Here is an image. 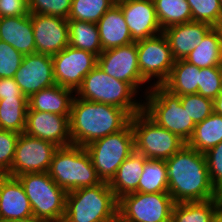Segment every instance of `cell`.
I'll use <instances>...</instances> for the list:
<instances>
[{"mask_svg":"<svg viewBox=\"0 0 222 222\" xmlns=\"http://www.w3.org/2000/svg\"><path fill=\"white\" fill-rule=\"evenodd\" d=\"M58 146L54 143L20 133L9 176L48 172Z\"/></svg>","mask_w":222,"mask_h":222,"instance_id":"12","label":"cell"},{"mask_svg":"<svg viewBox=\"0 0 222 222\" xmlns=\"http://www.w3.org/2000/svg\"><path fill=\"white\" fill-rule=\"evenodd\" d=\"M31 216L32 209L21 182L0 174V221Z\"/></svg>","mask_w":222,"mask_h":222,"instance_id":"20","label":"cell"},{"mask_svg":"<svg viewBox=\"0 0 222 222\" xmlns=\"http://www.w3.org/2000/svg\"><path fill=\"white\" fill-rule=\"evenodd\" d=\"M211 222H222V205L215 212Z\"/></svg>","mask_w":222,"mask_h":222,"instance_id":"45","label":"cell"},{"mask_svg":"<svg viewBox=\"0 0 222 222\" xmlns=\"http://www.w3.org/2000/svg\"><path fill=\"white\" fill-rule=\"evenodd\" d=\"M138 64L142 78L151 86L162 85L174 65V58L166 36H157L136 41ZM154 78V79H153ZM155 78L157 79L155 81Z\"/></svg>","mask_w":222,"mask_h":222,"instance_id":"11","label":"cell"},{"mask_svg":"<svg viewBox=\"0 0 222 222\" xmlns=\"http://www.w3.org/2000/svg\"><path fill=\"white\" fill-rule=\"evenodd\" d=\"M75 91L57 84L34 93L28 99V111L70 115Z\"/></svg>","mask_w":222,"mask_h":222,"instance_id":"23","label":"cell"},{"mask_svg":"<svg viewBox=\"0 0 222 222\" xmlns=\"http://www.w3.org/2000/svg\"><path fill=\"white\" fill-rule=\"evenodd\" d=\"M102 182L109 183L119 166L134 152V135L129 122L122 130L85 146Z\"/></svg>","mask_w":222,"mask_h":222,"instance_id":"8","label":"cell"},{"mask_svg":"<svg viewBox=\"0 0 222 222\" xmlns=\"http://www.w3.org/2000/svg\"><path fill=\"white\" fill-rule=\"evenodd\" d=\"M0 40L8 43L23 55L36 53L30 14L25 16L1 17Z\"/></svg>","mask_w":222,"mask_h":222,"instance_id":"21","label":"cell"},{"mask_svg":"<svg viewBox=\"0 0 222 222\" xmlns=\"http://www.w3.org/2000/svg\"><path fill=\"white\" fill-rule=\"evenodd\" d=\"M5 98H27L14 78H0V100Z\"/></svg>","mask_w":222,"mask_h":222,"instance_id":"42","label":"cell"},{"mask_svg":"<svg viewBox=\"0 0 222 222\" xmlns=\"http://www.w3.org/2000/svg\"><path fill=\"white\" fill-rule=\"evenodd\" d=\"M19 133L0 129V174L8 175L12 166Z\"/></svg>","mask_w":222,"mask_h":222,"instance_id":"38","label":"cell"},{"mask_svg":"<svg viewBox=\"0 0 222 222\" xmlns=\"http://www.w3.org/2000/svg\"><path fill=\"white\" fill-rule=\"evenodd\" d=\"M146 160L147 158L142 154L134 151L119 166L115 176L108 183L117 199L125 194L138 192V184Z\"/></svg>","mask_w":222,"mask_h":222,"instance_id":"24","label":"cell"},{"mask_svg":"<svg viewBox=\"0 0 222 222\" xmlns=\"http://www.w3.org/2000/svg\"><path fill=\"white\" fill-rule=\"evenodd\" d=\"M118 199L107 182L67 192L63 222H117Z\"/></svg>","mask_w":222,"mask_h":222,"instance_id":"4","label":"cell"},{"mask_svg":"<svg viewBox=\"0 0 222 222\" xmlns=\"http://www.w3.org/2000/svg\"><path fill=\"white\" fill-rule=\"evenodd\" d=\"M98 66L111 77L129 83L138 93L146 83L143 96L152 87L141 76L136 42L103 51L98 57Z\"/></svg>","mask_w":222,"mask_h":222,"instance_id":"13","label":"cell"},{"mask_svg":"<svg viewBox=\"0 0 222 222\" xmlns=\"http://www.w3.org/2000/svg\"><path fill=\"white\" fill-rule=\"evenodd\" d=\"M16 178L29 199L33 216L47 222H63L67 192L53 181L48 172L26 173Z\"/></svg>","mask_w":222,"mask_h":222,"instance_id":"7","label":"cell"},{"mask_svg":"<svg viewBox=\"0 0 222 222\" xmlns=\"http://www.w3.org/2000/svg\"><path fill=\"white\" fill-rule=\"evenodd\" d=\"M69 117L70 115L50 112L27 111L24 133L50 141L58 147L72 145Z\"/></svg>","mask_w":222,"mask_h":222,"instance_id":"17","label":"cell"},{"mask_svg":"<svg viewBox=\"0 0 222 222\" xmlns=\"http://www.w3.org/2000/svg\"><path fill=\"white\" fill-rule=\"evenodd\" d=\"M200 68L185 59L176 60L162 86L175 95L197 94Z\"/></svg>","mask_w":222,"mask_h":222,"instance_id":"25","label":"cell"},{"mask_svg":"<svg viewBox=\"0 0 222 222\" xmlns=\"http://www.w3.org/2000/svg\"><path fill=\"white\" fill-rule=\"evenodd\" d=\"M165 163L168 193L175 203L221 198L210 181L204 153L186 144Z\"/></svg>","mask_w":222,"mask_h":222,"instance_id":"1","label":"cell"},{"mask_svg":"<svg viewBox=\"0 0 222 222\" xmlns=\"http://www.w3.org/2000/svg\"><path fill=\"white\" fill-rule=\"evenodd\" d=\"M214 101V112L222 115V91L217 95Z\"/></svg>","mask_w":222,"mask_h":222,"instance_id":"44","label":"cell"},{"mask_svg":"<svg viewBox=\"0 0 222 222\" xmlns=\"http://www.w3.org/2000/svg\"><path fill=\"white\" fill-rule=\"evenodd\" d=\"M97 26L103 51L134 42L121 8L117 3L100 18Z\"/></svg>","mask_w":222,"mask_h":222,"instance_id":"22","label":"cell"},{"mask_svg":"<svg viewBox=\"0 0 222 222\" xmlns=\"http://www.w3.org/2000/svg\"><path fill=\"white\" fill-rule=\"evenodd\" d=\"M134 135V151L147 159H168L186 142L178 135L158 126L143 111L130 119Z\"/></svg>","mask_w":222,"mask_h":222,"instance_id":"9","label":"cell"},{"mask_svg":"<svg viewBox=\"0 0 222 222\" xmlns=\"http://www.w3.org/2000/svg\"><path fill=\"white\" fill-rule=\"evenodd\" d=\"M72 0H28L30 13L51 15L68 19Z\"/></svg>","mask_w":222,"mask_h":222,"instance_id":"37","label":"cell"},{"mask_svg":"<svg viewBox=\"0 0 222 222\" xmlns=\"http://www.w3.org/2000/svg\"><path fill=\"white\" fill-rule=\"evenodd\" d=\"M14 79L28 99L34 93L55 85L52 56L41 53L24 55Z\"/></svg>","mask_w":222,"mask_h":222,"instance_id":"15","label":"cell"},{"mask_svg":"<svg viewBox=\"0 0 222 222\" xmlns=\"http://www.w3.org/2000/svg\"><path fill=\"white\" fill-rule=\"evenodd\" d=\"M144 96L143 112L158 126L178 135L187 143L196 124L183 108L180 96L162 85L152 86Z\"/></svg>","mask_w":222,"mask_h":222,"instance_id":"6","label":"cell"},{"mask_svg":"<svg viewBox=\"0 0 222 222\" xmlns=\"http://www.w3.org/2000/svg\"><path fill=\"white\" fill-rule=\"evenodd\" d=\"M134 42L163 33L157 20L154 3L146 0H118Z\"/></svg>","mask_w":222,"mask_h":222,"instance_id":"18","label":"cell"},{"mask_svg":"<svg viewBox=\"0 0 222 222\" xmlns=\"http://www.w3.org/2000/svg\"><path fill=\"white\" fill-rule=\"evenodd\" d=\"M185 60L198 68L221 66L222 27H213Z\"/></svg>","mask_w":222,"mask_h":222,"instance_id":"26","label":"cell"},{"mask_svg":"<svg viewBox=\"0 0 222 222\" xmlns=\"http://www.w3.org/2000/svg\"><path fill=\"white\" fill-rule=\"evenodd\" d=\"M23 56L11 45L0 40V78H14Z\"/></svg>","mask_w":222,"mask_h":222,"instance_id":"39","label":"cell"},{"mask_svg":"<svg viewBox=\"0 0 222 222\" xmlns=\"http://www.w3.org/2000/svg\"><path fill=\"white\" fill-rule=\"evenodd\" d=\"M222 142V115L213 112L206 119L195 125L191 138L186 143L201 153Z\"/></svg>","mask_w":222,"mask_h":222,"instance_id":"27","label":"cell"},{"mask_svg":"<svg viewBox=\"0 0 222 222\" xmlns=\"http://www.w3.org/2000/svg\"><path fill=\"white\" fill-rule=\"evenodd\" d=\"M168 192H132L118 199L117 222H171L174 206Z\"/></svg>","mask_w":222,"mask_h":222,"instance_id":"10","label":"cell"},{"mask_svg":"<svg viewBox=\"0 0 222 222\" xmlns=\"http://www.w3.org/2000/svg\"><path fill=\"white\" fill-rule=\"evenodd\" d=\"M221 205V198L174 203L171 222H211Z\"/></svg>","mask_w":222,"mask_h":222,"instance_id":"28","label":"cell"},{"mask_svg":"<svg viewBox=\"0 0 222 222\" xmlns=\"http://www.w3.org/2000/svg\"><path fill=\"white\" fill-rule=\"evenodd\" d=\"M138 184L140 193L168 192V173L164 159H147Z\"/></svg>","mask_w":222,"mask_h":222,"instance_id":"32","label":"cell"},{"mask_svg":"<svg viewBox=\"0 0 222 222\" xmlns=\"http://www.w3.org/2000/svg\"><path fill=\"white\" fill-rule=\"evenodd\" d=\"M75 95L90 102L117 106L131 117L143 111V99L137 97L139 93L129 83L105 73L98 65L84 77Z\"/></svg>","mask_w":222,"mask_h":222,"instance_id":"3","label":"cell"},{"mask_svg":"<svg viewBox=\"0 0 222 222\" xmlns=\"http://www.w3.org/2000/svg\"><path fill=\"white\" fill-rule=\"evenodd\" d=\"M130 119L124 109L90 102L75 95L69 117L72 144L85 147L94 140L122 130Z\"/></svg>","mask_w":222,"mask_h":222,"instance_id":"2","label":"cell"},{"mask_svg":"<svg viewBox=\"0 0 222 222\" xmlns=\"http://www.w3.org/2000/svg\"><path fill=\"white\" fill-rule=\"evenodd\" d=\"M30 14L28 0H0V18Z\"/></svg>","mask_w":222,"mask_h":222,"instance_id":"41","label":"cell"},{"mask_svg":"<svg viewBox=\"0 0 222 222\" xmlns=\"http://www.w3.org/2000/svg\"><path fill=\"white\" fill-rule=\"evenodd\" d=\"M54 79L59 86L76 90L84 77L98 65V57L82 49L67 46L52 56Z\"/></svg>","mask_w":222,"mask_h":222,"instance_id":"14","label":"cell"},{"mask_svg":"<svg viewBox=\"0 0 222 222\" xmlns=\"http://www.w3.org/2000/svg\"><path fill=\"white\" fill-rule=\"evenodd\" d=\"M183 108L195 124L200 123L214 112V101L199 94L180 96Z\"/></svg>","mask_w":222,"mask_h":222,"instance_id":"35","label":"cell"},{"mask_svg":"<svg viewBox=\"0 0 222 222\" xmlns=\"http://www.w3.org/2000/svg\"><path fill=\"white\" fill-rule=\"evenodd\" d=\"M0 222H47V221L37 218L35 216H31V217H26V218H21V219H10V220L0 221Z\"/></svg>","mask_w":222,"mask_h":222,"instance_id":"43","label":"cell"},{"mask_svg":"<svg viewBox=\"0 0 222 222\" xmlns=\"http://www.w3.org/2000/svg\"><path fill=\"white\" fill-rule=\"evenodd\" d=\"M116 0H72L68 20L97 23Z\"/></svg>","mask_w":222,"mask_h":222,"instance_id":"33","label":"cell"},{"mask_svg":"<svg viewBox=\"0 0 222 222\" xmlns=\"http://www.w3.org/2000/svg\"><path fill=\"white\" fill-rule=\"evenodd\" d=\"M222 91V68L213 66L200 68L197 94L214 100Z\"/></svg>","mask_w":222,"mask_h":222,"instance_id":"36","label":"cell"},{"mask_svg":"<svg viewBox=\"0 0 222 222\" xmlns=\"http://www.w3.org/2000/svg\"><path fill=\"white\" fill-rule=\"evenodd\" d=\"M69 46L85 50L99 57L103 52L97 23L68 20Z\"/></svg>","mask_w":222,"mask_h":222,"instance_id":"29","label":"cell"},{"mask_svg":"<svg viewBox=\"0 0 222 222\" xmlns=\"http://www.w3.org/2000/svg\"><path fill=\"white\" fill-rule=\"evenodd\" d=\"M212 28L208 23L191 21L164 29L174 60L186 59Z\"/></svg>","mask_w":222,"mask_h":222,"instance_id":"19","label":"cell"},{"mask_svg":"<svg viewBox=\"0 0 222 222\" xmlns=\"http://www.w3.org/2000/svg\"><path fill=\"white\" fill-rule=\"evenodd\" d=\"M204 154L207 160L210 181L220 194L222 192V142Z\"/></svg>","mask_w":222,"mask_h":222,"instance_id":"40","label":"cell"},{"mask_svg":"<svg viewBox=\"0 0 222 222\" xmlns=\"http://www.w3.org/2000/svg\"><path fill=\"white\" fill-rule=\"evenodd\" d=\"M53 181L66 192L102 183L85 147H58L48 170Z\"/></svg>","mask_w":222,"mask_h":222,"instance_id":"5","label":"cell"},{"mask_svg":"<svg viewBox=\"0 0 222 222\" xmlns=\"http://www.w3.org/2000/svg\"><path fill=\"white\" fill-rule=\"evenodd\" d=\"M36 53L54 56L69 45L68 19L30 13Z\"/></svg>","mask_w":222,"mask_h":222,"instance_id":"16","label":"cell"},{"mask_svg":"<svg viewBox=\"0 0 222 222\" xmlns=\"http://www.w3.org/2000/svg\"><path fill=\"white\" fill-rule=\"evenodd\" d=\"M192 21L205 22L213 27H222V8L219 0H187Z\"/></svg>","mask_w":222,"mask_h":222,"instance_id":"34","label":"cell"},{"mask_svg":"<svg viewBox=\"0 0 222 222\" xmlns=\"http://www.w3.org/2000/svg\"><path fill=\"white\" fill-rule=\"evenodd\" d=\"M28 108V98L0 100V129L24 133Z\"/></svg>","mask_w":222,"mask_h":222,"instance_id":"30","label":"cell"},{"mask_svg":"<svg viewBox=\"0 0 222 222\" xmlns=\"http://www.w3.org/2000/svg\"><path fill=\"white\" fill-rule=\"evenodd\" d=\"M153 3L162 30L192 21V13L187 0H155Z\"/></svg>","mask_w":222,"mask_h":222,"instance_id":"31","label":"cell"}]
</instances>
